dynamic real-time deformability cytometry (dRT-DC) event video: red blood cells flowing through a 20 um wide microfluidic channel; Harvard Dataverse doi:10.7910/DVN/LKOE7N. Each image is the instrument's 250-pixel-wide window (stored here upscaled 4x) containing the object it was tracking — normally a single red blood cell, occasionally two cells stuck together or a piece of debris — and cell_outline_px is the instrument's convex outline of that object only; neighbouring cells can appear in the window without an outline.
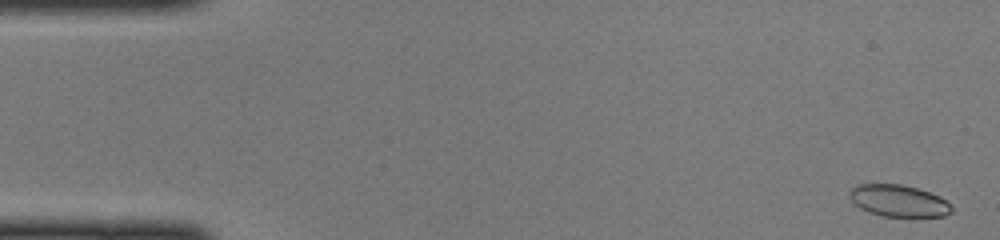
{"species": "common noctule bat (a hibernating species)", "species_latin": "Nyctalus noctula", "temperature_condition": "cold", "stored_images_in_passage": 48, "camera_frame_rate_fps": 3000, "um_per_image_px": 0.085, "animal": {"sex": "female", "body_mass_g": 22.0, "forearm_length_mm": 56.7}, "frame": {"image": 1, "passage_image": 2, "time_ms": 0.333, "image_size_px": [1000, 240], "cell_outline_px": [[952, 212], [944, 216], [880, 216], [868, 212], [860, 208], [848, 196], [848, 192], [856, 184], [900, 184], [916, 188], [940, 196], [952, 208]], "centroid_in_image_um": [76.33, 17.06], "position_along_channel_um": 8.7, "area_um2": 18.79}}
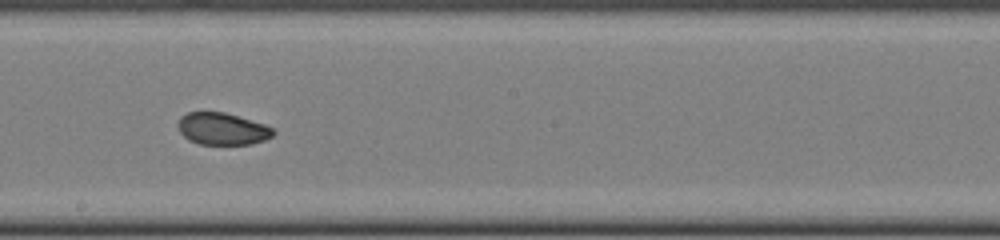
{"frame": {"image": 2, "passage_image": 27, "time_ms": 8.667, "image_size_px": [1000, 240], "cell_outline_px": [[276, 132], [272, 136], [264, 140], [252, 144], [200, 144], [188, 140], [180, 132], [176, 124], [180, 116], [188, 112], [224, 112], [264, 124], [272, 128]], "centroid_in_image_um": [18.86, 10.95], "position_along_channel_um": 229.3, "area_um2": 17.8}}
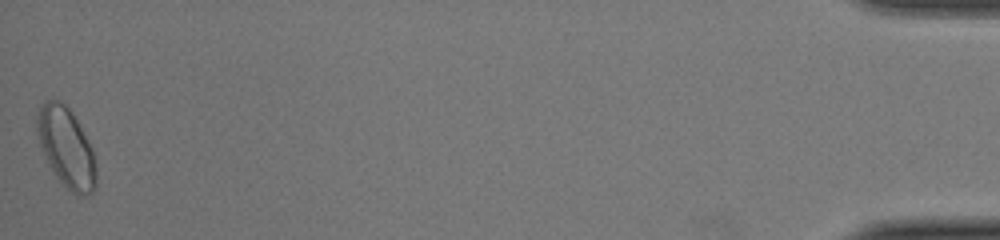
{"frame": {"image": 3, "passage_image": 48, "time_ms": 15.667, "image_size_px": [1000, 240], "cell_outline_px": [[96, 184], [92, 192], [84, 196], [76, 196], [56, 176], [40, 144], [36, 128], [36, 116], [44, 100], [60, 100], [72, 112], [92, 148], [96, 168]], "centroid_in_image_um": [5.64, 12.53], "position_along_channel_um": 429.6, "area_um2": 26.93}}